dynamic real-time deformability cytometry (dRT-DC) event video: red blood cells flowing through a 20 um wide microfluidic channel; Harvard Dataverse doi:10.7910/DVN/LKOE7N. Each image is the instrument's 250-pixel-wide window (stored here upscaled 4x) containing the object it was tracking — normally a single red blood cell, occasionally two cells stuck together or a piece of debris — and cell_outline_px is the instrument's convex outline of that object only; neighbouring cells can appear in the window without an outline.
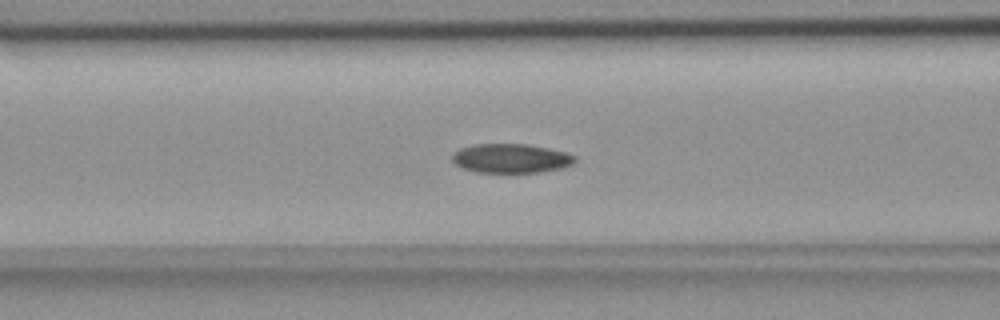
{"species": "common noctule bat (a hibernating species)", "species_latin": "Nyctalus noctula", "temperature_condition": "room temperature", "stored_images_in_passage": 46, "camera_frame_rate_fps": 3000, "um_per_image_px": 0.085, "animal": {"sex": "female", "body_mass_g": 18.4}, "frame": {"image": 1, "passage_image": 13, "time_ms": 4.0, "image_size_px": [1000, 320], "cell_outline_px": [[576, 160], [572, 164], [560, 168], [540, 172], [476, 172], [464, 168], [456, 164], [452, 160], [452, 152], [460, 148], [476, 144], [528, 144], [548, 148], [564, 152], [576, 156]], "centroid_in_image_um": [43.42, 13.45], "position_along_channel_um": 123.2, "area_um2": 20.75}}
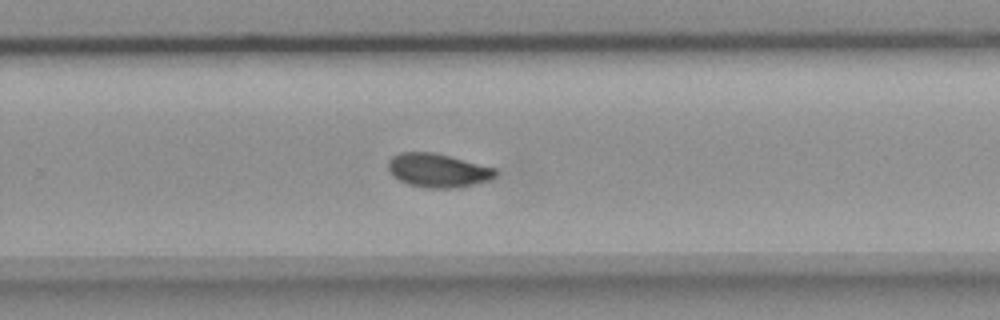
{"frame": {"image": 2, "passage_image": 27, "time_ms": 8.667, "image_size_px": [1000, 320], "cell_outline_px": [[496, 176], [488, 180], [476, 184], [452, 188], [428, 188], [408, 184], [392, 176], [388, 168], [388, 160], [392, 156], [400, 152], [436, 152], [496, 168]], "centroid_in_image_um": [37.21, 14.47], "position_along_channel_um": 292.6, "area_um2": 21.21}}
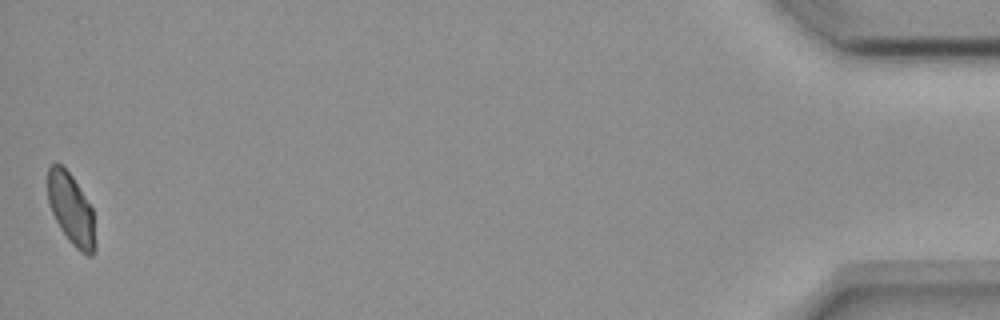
{"frame": {"image": 3, "passage_image": 46, "time_ms": 15.0, "image_size_px": [1000, 320], "cell_outline_px": [[96, 248], [92, 256], [88, 256], [80, 252], [68, 240], [60, 228], [52, 212], [48, 200], [48, 168], [52, 164], [60, 164], [72, 176], [92, 208], [96, 244]], "centroid_in_image_um": [6.07, 17.83], "position_along_channel_um": 429.1, "area_um2": 19.59}, "authors_computed_cell_mechanics": {"area_um2": 21.0681, "velocity_mm_per_s": 3.6397, "shape_relaxation_time_tau1_ms": 5.744, "shape_relaxation_time_tau2_ms": 3.075, "deformation_change_tau1": 0.1244, "deformation_change_tau2": 0.0629}}